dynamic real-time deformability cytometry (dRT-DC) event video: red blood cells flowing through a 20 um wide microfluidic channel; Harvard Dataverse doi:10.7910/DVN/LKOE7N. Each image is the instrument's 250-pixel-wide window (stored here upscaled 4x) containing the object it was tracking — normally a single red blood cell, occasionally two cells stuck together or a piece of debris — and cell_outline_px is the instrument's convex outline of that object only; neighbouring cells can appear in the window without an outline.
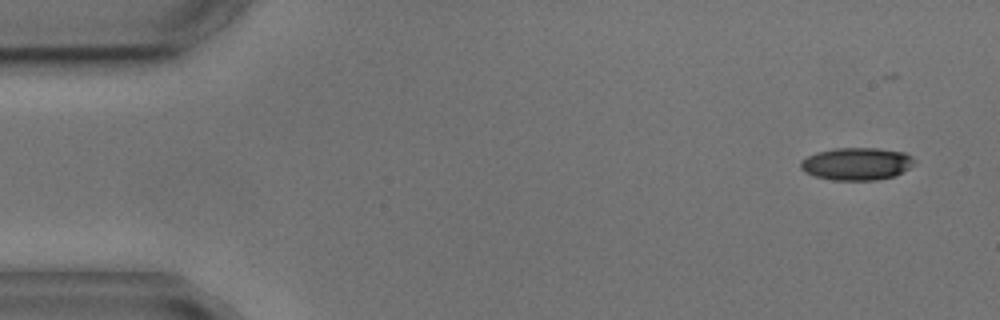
{"species": "common noctule bat (a hibernating species)", "species_latin": "Nyctalus noctula", "temperature_condition": "cold", "stored_images_in_passage": 8, "camera_frame_rate_fps": 3000, "um_per_image_px": 0.085, "animal": {"sex": "male", "body_mass_g": 17.9, "forearm_length_mm": 54.2}, "frame": {"image": 1, "passage_image": 1, "time_ms": 0.0, "image_size_px": [1000, 320], "cell_outline_px": [[916, 160], [908, 168], [896, 176], [876, 180], [832, 180], [816, 176], [804, 172], [800, 168], [800, 160], [816, 152], [836, 148], [876, 148], [904, 152], [912, 156]], "centroid_in_image_um": [72.81, 13.92], "position_along_channel_um": 12.2, "area_um2": 21.62}}